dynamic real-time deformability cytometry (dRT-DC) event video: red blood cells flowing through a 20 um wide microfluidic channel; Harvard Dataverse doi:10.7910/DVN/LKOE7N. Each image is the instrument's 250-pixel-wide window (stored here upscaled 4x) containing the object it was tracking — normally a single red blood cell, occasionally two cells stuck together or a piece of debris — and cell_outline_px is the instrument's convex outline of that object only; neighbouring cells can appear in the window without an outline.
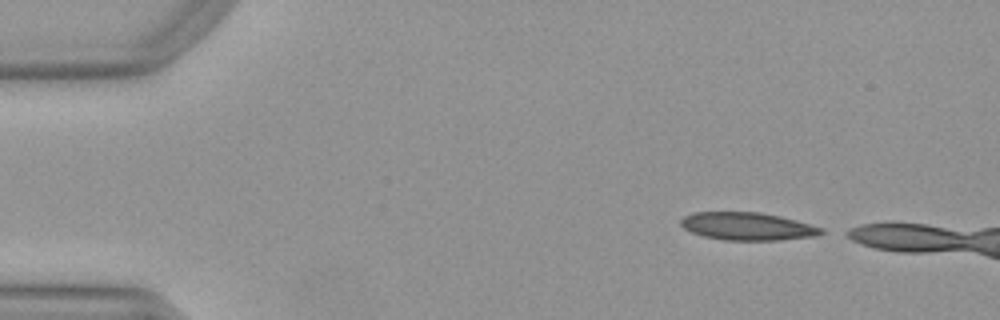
{"species": "Egyptian fruit bat (a non-hibernating species)", "species_latin": "Rousettus aegyptiacus", "temperature_condition": "warm", "stored_images_in_passage": 10, "camera_frame_rate_fps": 3000, "um_per_image_px": 0.085, "animal": {"sex": "female"}, "frame": {"image": 1, "passage_image": 2, "time_ms": 0.333, "image_size_px": [1000, 320], "cell_outline_px": [[824, 232], [812, 236], [780, 240], [724, 240], [704, 236], [692, 232], [684, 228], [680, 224], [680, 220], [684, 216], [692, 212], [756, 212], [780, 216], [808, 224], [820, 228]], "centroid_in_image_um": [63.45, 19.23], "position_along_channel_um": 21.5, "area_um2": 22.37}}